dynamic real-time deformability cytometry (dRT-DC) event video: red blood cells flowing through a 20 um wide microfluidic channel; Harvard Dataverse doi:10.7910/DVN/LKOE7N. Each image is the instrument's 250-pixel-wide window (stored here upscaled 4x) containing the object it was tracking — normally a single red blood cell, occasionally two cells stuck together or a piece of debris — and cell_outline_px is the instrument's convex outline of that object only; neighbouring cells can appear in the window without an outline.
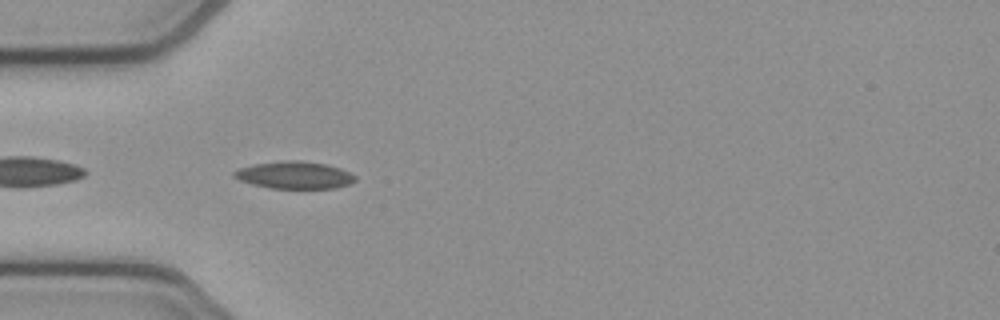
{"species": "common noctule bat (a hibernating species)", "species_latin": "Nyctalus noctula", "temperature_condition": "cold", "stored_images_in_passage": 35, "camera_frame_rate_fps": 3000, "um_per_image_px": 0.085, "animal": {"sex": "female", "body_mass_g": 21.9}, "frame": {"image": 1, "passage_image": 2, "time_ms": 0.333, "image_size_px": [1000, 320], "cell_outline_px": [[356, 180], [348, 184], [336, 188], [268, 188], [252, 184], [240, 180], [232, 176], [232, 172], [240, 168], [256, 164], [284, 160], [300, 160], [328, 164], [340, 168], [356, 176]], "centroid_in_image_um": [25.03, 14.88], "position_along_channel_um": 60.0, "area_um2": 19.25}}
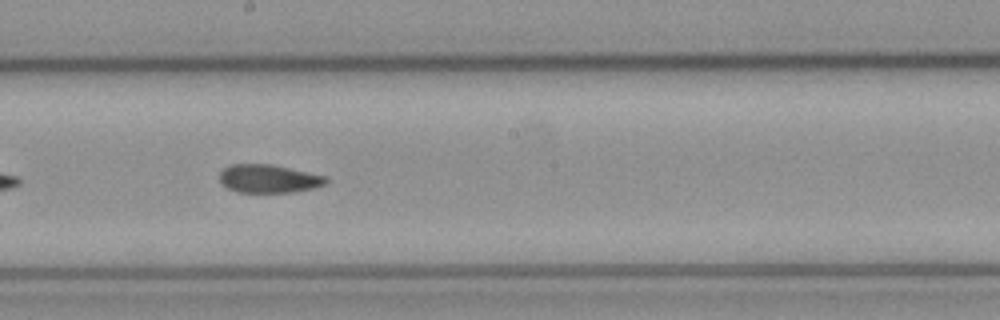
{"frame": {"image": 2, "passage_image": 15, "time_ms": 4.667, "image_size_px": [1000, 320], "cell_outline_px": [[328, 180], [324, 184], [312, 188], [296, 192], [236, 192], [220, 184], [220, 172], [224, 168], [232, 164], [272, 164], [308, 172], [324, 176]], "centroid_in_image_um": [22.79, 15.19], "position_along_channel_um": 225.4, "area_um2": 17.46}}
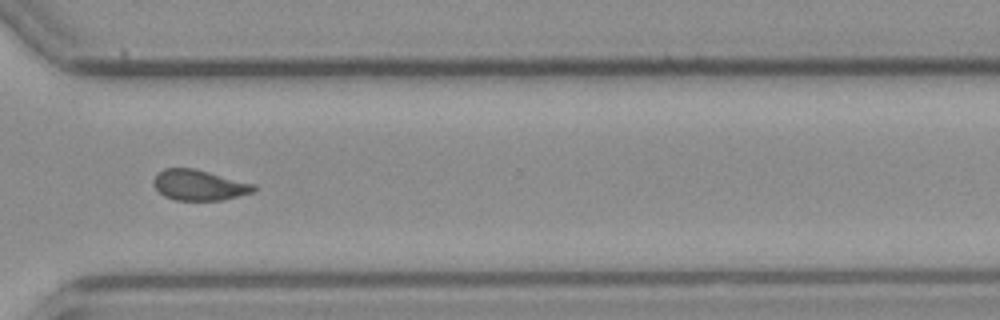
{"frame": {"image": 3, "passage_image": 25, "time_ms": 8.0, "image_size_px": [1000, 320], "cell_outline_px": [[256, 188], [252, 192], [220, 200], [176, 200], [164, 196], [152, 184], [152, 180], [164, 168], [196, 168], [256, 184]], "centroid_in_image_um": [16.92, 15.72], "position_along_channel_um": 353.7, "area_um2": 17.8}, "authors_computed_cell_mechanics": {"area_um2": 18.207, "velocity_mm_per_s": 3.8554, "shape_relaxation_time_tau1_ms": null, "shape_relaxation_time_tau2_ms": 3.9218, "deformation_change_tau1": null, "deformation_change_tau2": 0.0709}}